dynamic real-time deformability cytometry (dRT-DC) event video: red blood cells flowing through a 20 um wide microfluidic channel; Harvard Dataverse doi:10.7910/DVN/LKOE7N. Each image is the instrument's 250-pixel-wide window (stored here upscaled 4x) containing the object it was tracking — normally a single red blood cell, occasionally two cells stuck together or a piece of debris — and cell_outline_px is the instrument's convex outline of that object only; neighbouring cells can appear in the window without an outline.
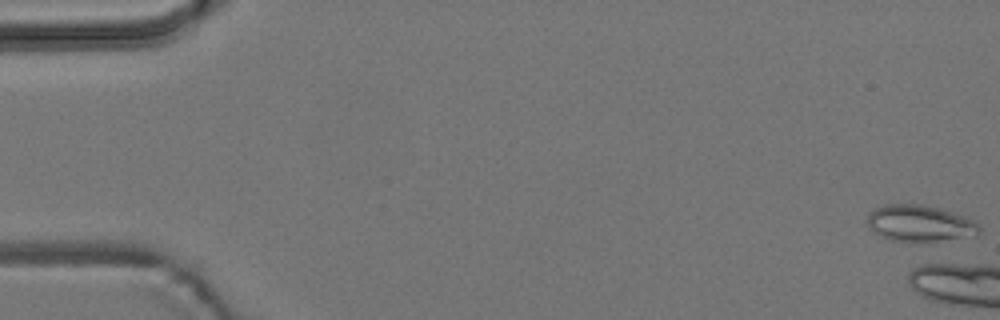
{"species": "common noctule bat (a hibernating species)", "species_latin": "Nyctalus noctula", "temperature_condition": "room temperature", "stored_images_in_passage": 1, "camera_frame_rate_fps": 3000, "um_per_image_px": 0.085, "animal": {"sex": "male", "body_mass_g": 19.2, "forearm_length_mm": 51.8}, "frame": {"image": 1, "passage_image": 1, "time_ms": 0.0, "image_size_px": [1000, 320], "cell_outline_px": [[980, 232], [976, 236], [936, 240], [892, 240], [880, 236], [868, 228], [868, 212], [884, 204], [920, 204], [940, 208], [964, 216], [980, 224]], "centroid_in_image_um": [78.18, 18.96], "position_along_channel_um": 6.8, "area_um2": 23.52}}